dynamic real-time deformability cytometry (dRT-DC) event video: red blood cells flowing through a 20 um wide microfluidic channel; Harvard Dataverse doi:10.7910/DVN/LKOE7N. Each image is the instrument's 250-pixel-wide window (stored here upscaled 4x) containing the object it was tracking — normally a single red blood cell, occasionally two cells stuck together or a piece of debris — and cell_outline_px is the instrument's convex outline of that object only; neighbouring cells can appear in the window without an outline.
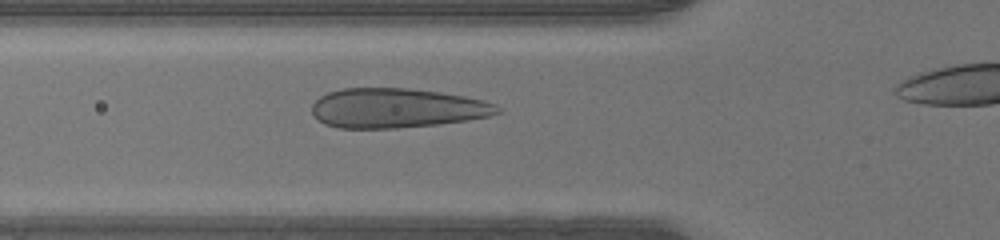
{"species": "human", "species_latin": "Homo sapiens", "temperature_condition": "warm", "stored_images_in_passage": 30, "camera_frame_rate_fps": 3000, "um_per_image_px": 0.085, "donor": {"sex": "male"}, "frame": {"image": 1, "passage_image": 8, "time_ms": 2.333, "image_size_px": [1000, 240], "cell_outline_px": [[504, 108], [500, 112], [488, 116], [468, 120], [440, 124], [396, 128], [340, 128], [324, 124], [312, 112], [312, 104], [320, 96], [328, 92], [344, 88], [408, 88], [440, 92], [464, 96], [484, 100], [496, 104]], "centroid_in_image_um": [33.76, 9.18], "position_along_channel_um": 92.0, "area_um2": 42.89}}
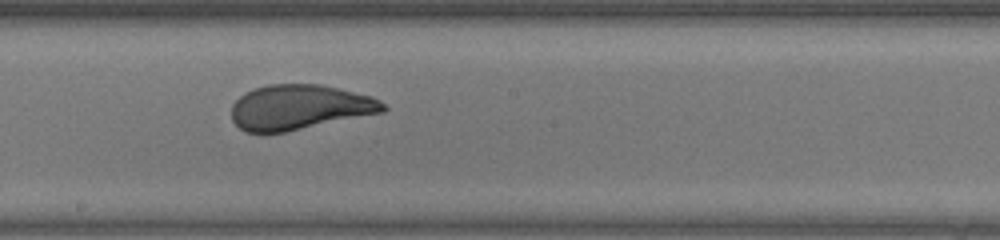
{"frame": {"image": 2, "passage_image": 17, "time_ms": 5.333, "image_size_px": [1000, 240], "cell_outline_px": [[388, 108], [384, 112], [284, 132], [244, 132], [232, 120], [232, 104], [240, 96], [256, 88], [268, 84], [320, 84], [372, 96], [380, 100]], "centroid_in_image_um": [25.47, 9.11], "position_along_channel_um": 222.7, "area_um2": 39.48}}
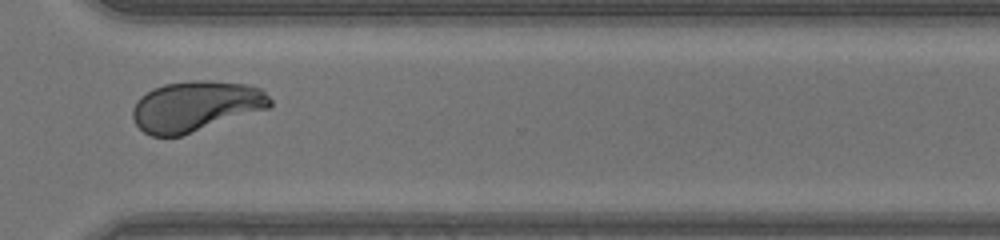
{"frame": {"image": 3, "passage_image": 26, "time_ms": 8.333, "image_size_px": [1000, 240], "cell_outline_px": [[272, 104], [268, 108], [180, 136], [152, 136], [144, 132], [136, 124], [132, 116], [132, 108], [136, 100], [140, 96], [164, 84], [192, 80], [208, 80], [248, 84], [260, 88], [272, 100]], "centroid_in_image_um": [16.62, 9.02], "position_along_channel_um": 354.0, "area_um2": 40.17}}